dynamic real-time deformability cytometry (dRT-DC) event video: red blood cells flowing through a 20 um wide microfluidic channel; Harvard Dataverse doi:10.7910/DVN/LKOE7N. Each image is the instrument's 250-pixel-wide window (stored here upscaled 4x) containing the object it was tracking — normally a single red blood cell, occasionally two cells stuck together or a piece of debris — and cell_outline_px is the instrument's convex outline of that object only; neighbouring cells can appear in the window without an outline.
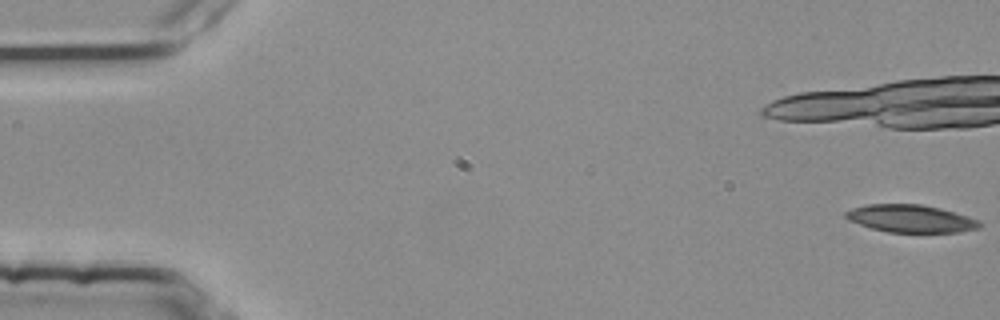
{"species": "common noctule bat (a hibernating species)", "species_latin": "Nyctalus noctula", "temperature_condition": "room temperature", "stored_images_in_passage": 34, "camera_frame_rate_fps": 3000, "um_per_image_px": 0.085, "animal": {"sex": "female", "body_mass_g": 25.1}, "frame": {"image": 1, "passage_image": 1, "time_ms": 0.0, "image_size_px": [1000, 320], "cell_outline_px": [[984, 224], [980, 228], [960, 232], [888, 232], [872, 228], [848, 220], [844, 216], [844, 212], [852, 208], [868, 204], [920, 204], [940, 208], [980, 220]], "centroid_in_image_um": [77.44, 18.58], "position_along_channel_um": 7.6, "area_um2": 21.56}}